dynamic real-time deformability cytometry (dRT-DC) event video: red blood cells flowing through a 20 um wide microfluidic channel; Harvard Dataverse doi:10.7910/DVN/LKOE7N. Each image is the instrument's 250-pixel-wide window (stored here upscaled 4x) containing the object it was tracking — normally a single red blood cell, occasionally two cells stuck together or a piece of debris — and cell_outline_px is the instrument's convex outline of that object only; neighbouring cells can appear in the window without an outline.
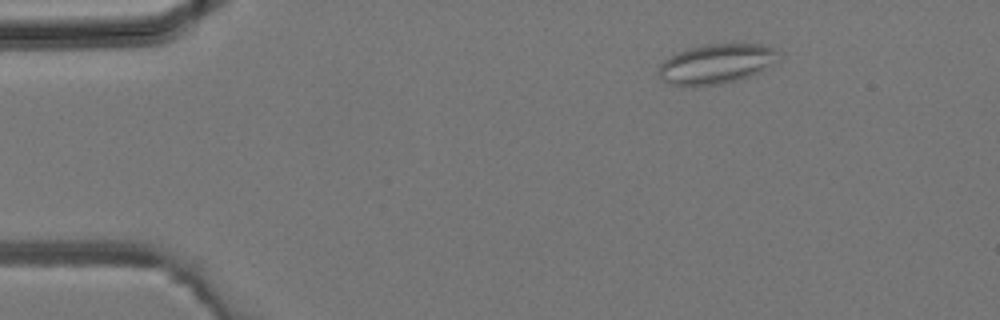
{"species": "common noctule bat (a hibernating species)", "species_latin": "Nyctalus noctula", "temperature_condition": "room temperature", "stored_images_in_passage": 39, "camera_frame_rate_fps": 3000, "um_per_image_px": 0.085, "animal": {"sex": "male", "body_mass_g": 19.2, "forearm_length_mm": 51.8}, "frame": {"image": 1, "passage_image": 4, "time_ms": 1.0, "image_size_px": [1000, 320], "cell_outline_px": [[780, 60], [760, 72], [736, 80], [720, 84], [680, 88], [668, 84], [660, 80], [660, 64], [664, 60], [688, 48], [708, 44], [760, 44], [776, 48], [780, 52]], "centroid_in_image_um": [60.91, 5.45], "position_along_channel_um": 24.1, "area_um2": 28.15}}
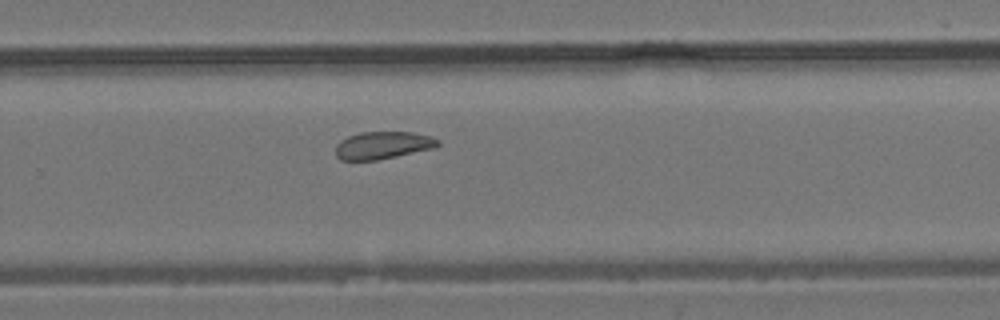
{"frame": {"image": 2, "passage_image": 25, "time_ms": 8.0, "image_size_px": [1000, 320], "cell_outline_px": [[440, 144], [436, 148], [376, 160], [340, 160], [336, 156], [336, 144], [340, 140], [348, 136], [360, 132], [412, 132], [432, 136], [440, 140]], "centroid_in_image_um": [32.56, 12.34], "position_along_channel_um": 297.2, "area_um2": 16.53}}
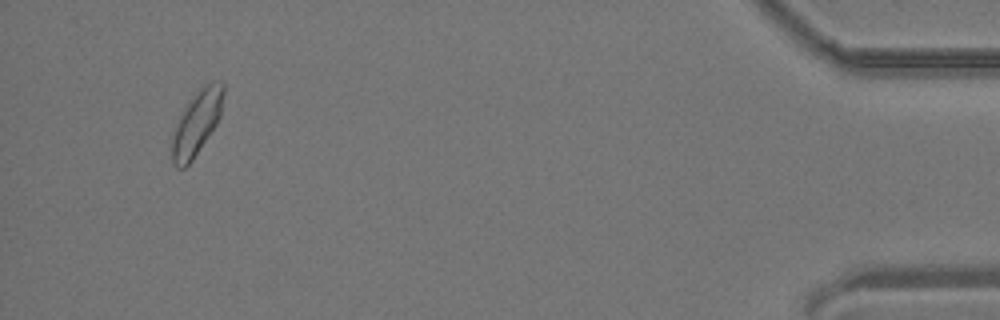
{"frame": {"image": 3, "passage_image": 37, "time_ms": 12.0, "image_size_px": [1000, 320], "cell_outline_px": [[224, 92], [220, 116], [216, 124], [192, 160], [184, 168], [176, 168], [172, 164], [172, 132], [184, 108], [196, 92], [204, 84], [212, 80], [220, 80], [224, 84]], "centroid_in_image_um": [16.72, 10.42], "position_along_channel_um": 418.5, "area_um2": 19.19}}